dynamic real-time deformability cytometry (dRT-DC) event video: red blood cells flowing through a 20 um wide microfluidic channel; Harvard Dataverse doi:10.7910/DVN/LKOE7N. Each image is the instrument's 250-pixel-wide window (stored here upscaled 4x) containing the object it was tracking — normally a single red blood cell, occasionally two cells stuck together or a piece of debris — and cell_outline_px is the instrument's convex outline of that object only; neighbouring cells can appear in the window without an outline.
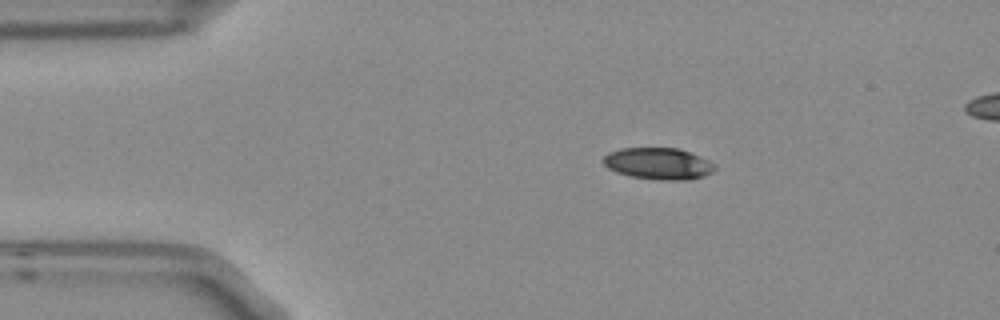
{"species": "Egyptian fruit bat (a non-hibernating species)", "species_latin": "Rousettus aegyptiacus", "temperature_condition": "room temperature", "stored_images_in_passage": 4, "camera_frame_rate_fps": 3000, "um_per_image_px": 0.085, "frame": {"image": 1, "passage_image": 2, "time_ms": 0.333, "image_size_px": [1000, 320], "cell_outline_px": [[716, 168], [712, 172], [704, 176], [688, 180], [656, 180], [628, 176], [616, 172], [608, 168], [600, 160], [608, 152], [620, 148], [676, 148], [700, 156], [716, 164]], "centroid_in_image_um": [55.93, 13.91], "position_along_channel_um": 29.1, "area_um2": 20.81}}
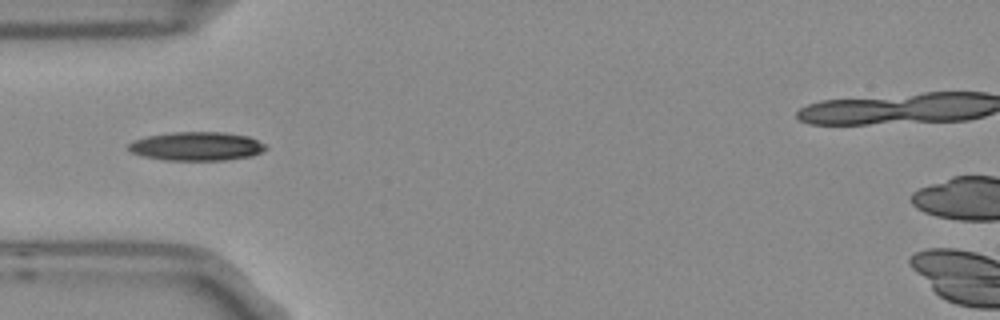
{"frame": {"image": 2, "passage_image": 4, "time_ms": 1.0, "image_size_px": [1000, 320], "cell_outline_px": [[268, 148], [252, 156], [224, 160], [164, 160], [140, 156], [132, 152], [128, 148], [128, 144], [136, 140], [148, 136], [172, 132], [224, 132], [248, 136], [264, 144]], "centroid_in_image_um": [16.71, 12.43], "position_along_channel_um": 68.3, "area_um2": 22.89}}